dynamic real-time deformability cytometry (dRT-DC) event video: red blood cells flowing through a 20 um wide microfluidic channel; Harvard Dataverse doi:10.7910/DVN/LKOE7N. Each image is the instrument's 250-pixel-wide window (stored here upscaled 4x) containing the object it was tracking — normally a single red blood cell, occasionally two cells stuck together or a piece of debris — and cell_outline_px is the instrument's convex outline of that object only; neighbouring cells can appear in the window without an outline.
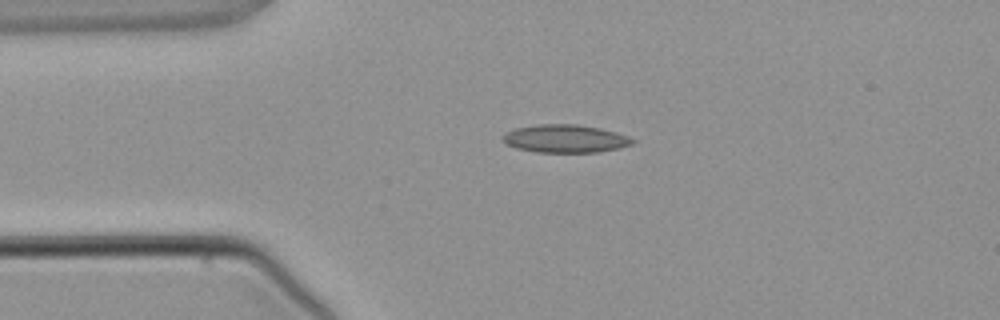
{"species": "common noctule bat (a hibernating species)", "species_latin": "Nyctalus noctula", "temperature_condition": "warm", "stored_images_in_passage": 2, "camera_frame_rate_fps": 3000, "um_per_image_px": 0.085, "animal": {"sex": "male", "body_mass_g": 21.5, "forearm_length_mm": 52.0}, "frame": {"image": 1, "passage_image": 1, "time_ms": 0.0, "image_size_px": [1000, 320], "cell_outline_px": [[636, 140], [632, 144], [620, 148], [596, 152], [536, 152], [516, 148], [500, 140], [500, 136], [516, 128], [540, 124], [576, 124], [600, 128], [616, 132], [628, 136]], "centroid_in_image_um": [48.04, 11.78], "position_along_channel_um": 37.0, "area_um2": 21.15}}